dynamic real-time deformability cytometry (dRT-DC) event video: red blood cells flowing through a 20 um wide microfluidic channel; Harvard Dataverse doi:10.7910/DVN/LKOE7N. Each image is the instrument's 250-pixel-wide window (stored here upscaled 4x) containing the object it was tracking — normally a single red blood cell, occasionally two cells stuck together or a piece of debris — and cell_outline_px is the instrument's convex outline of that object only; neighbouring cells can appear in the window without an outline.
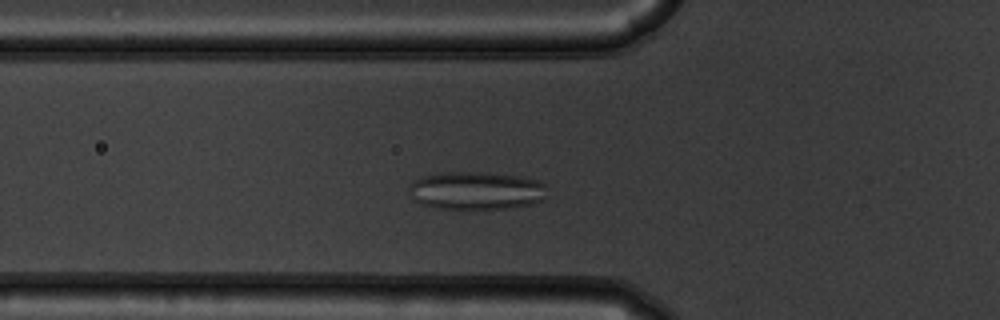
{"species": "common noctule bat (a hibernating species)", "species_latin": "Nyctalus noctula", "temperature_condition": "warm", "stored_images_in_passage": 44, "camera_frame_rate_fps": 3000, "um_per_image_px": 0.085, "animal": {"sex": "male", "body_mass_g": 19.5, "forearm_length_mm": 54.6}, "frame": {"image": 1, "passage_image": 8, "time_ms": 2.333, "image_size_px": [1000, 320], "cell_outline_px": [[544, 200], [532, 204], [508, 208], [436, 208], [420, 204], [412, 196], [412, 180], [420, 176], [440, 172], [488, 172], [524, 176], [536, 180], [544, 184]], "centroid_in_image_um": [40.49, 16.18], "position_along_channel_um": 85.3, "area_um2": 30.52}}
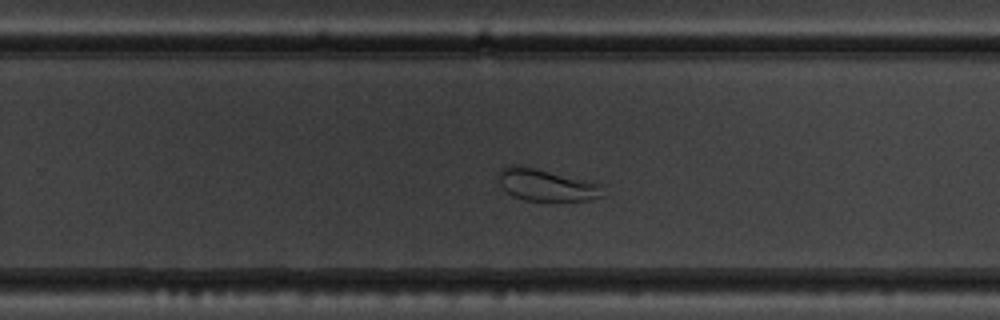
{"frame": {"image": 2, "passage_image": 24, "time_ms": 7.667, "image_size_px": [1000, 320], "cell_outline_px": [[604, 196], [592, 200], [552, 204], [548, 204], [524, 200], [512, 196], [500, 184], [496, 176], [496, 172], [500, 168], [508, 164], [520, 164], [592, 180], [600, 184]], "centroid_in_image_um": [46.45, 15.75], "position_along_channel_um": 283.4, "area_um2": 21.1}}
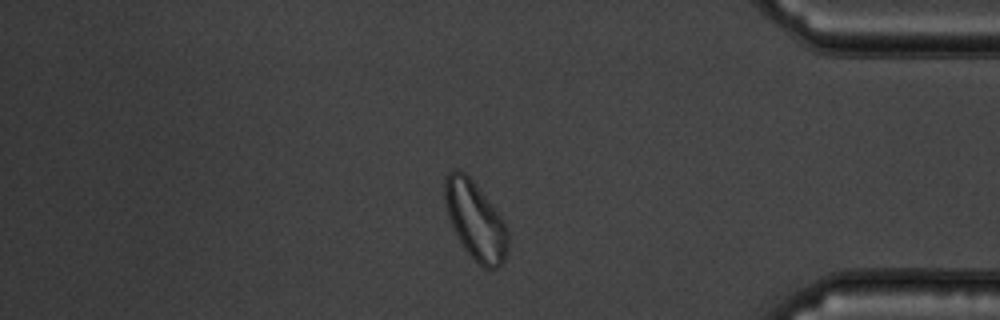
{"frame": {"image": 3, "passage_image": 35, "time_ms": 11.333, "image_size_px": [1000, 320], "cell_outline_px": [[508, 248], [504, 260], [496, 268], [484, 268], [464, 248], [448, 216], [444, 200], [444, 180], [448, 172], [456, 168], [464, 172], [472, 180], [500, 216], [508, 232]], "centroid_in_image_um": [40.39, 18.72], "position_along_channel_um": 394.8, "area_um2": 28.03}}